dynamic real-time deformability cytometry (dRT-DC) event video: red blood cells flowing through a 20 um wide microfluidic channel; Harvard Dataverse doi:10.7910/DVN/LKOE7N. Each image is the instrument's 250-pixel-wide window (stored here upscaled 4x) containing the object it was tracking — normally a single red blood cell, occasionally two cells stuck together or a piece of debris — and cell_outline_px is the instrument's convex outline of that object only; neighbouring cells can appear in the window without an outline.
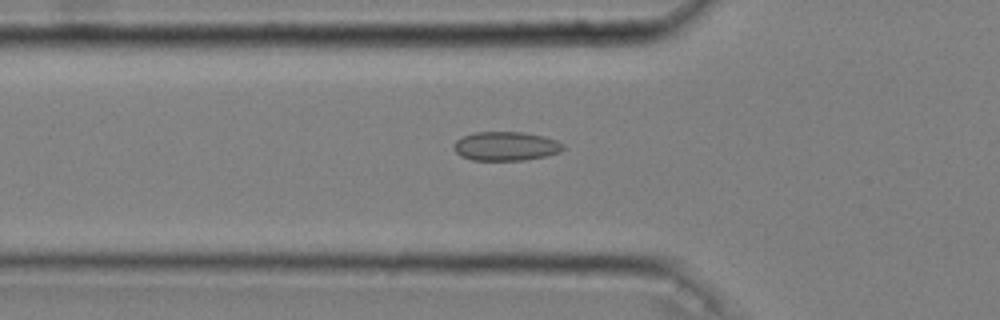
{"species": "common noctule bat (a hibernating species)", "species_latin": "Nyctalus noctula", "temperature_condition": "cold", "stored_images_in_passage": 50, "camera_frame_rate_fps": 3000, "um_per_image_px": 0.085, "animal": {"sex": "male", "body_mass_g": 20.4}, "frame": {"image": 1, "passage_image": 18, "time_ms": 5.667, "image_size_px": [1000, 320], "cell_outline_px": [[564, 148], [560, 152], [544, 156], [524, 160], [472, 160], [460, 156], [452, 148], [452, 144], [456, 140], [464, 136], [476, 132], [524, 132], [544, 136], [556, 140], [564, 144]], "centroid_in_image_um": [42.97, 12.42], "position_along_channel_um": 82.8, "area_um2": 18.55}}
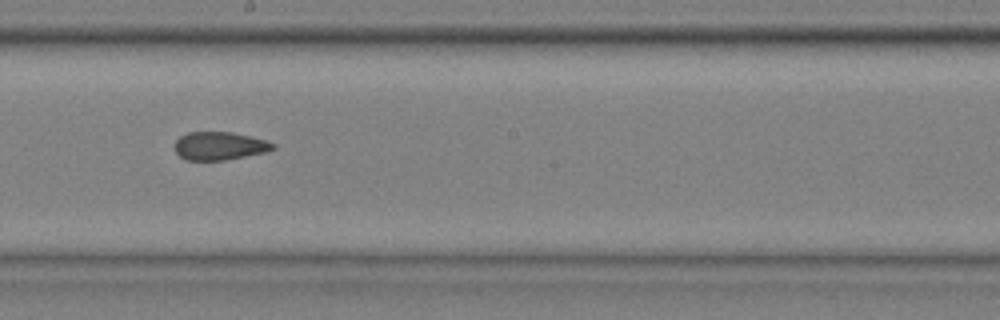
{"frame": {"image": 2, "passage_image": 30, "time_ms": 9.667, "image_size_px": [1000, 320], "cell_outline_px": [[276, 148], [264, 152], [224, 160], [184, 160], [176, 152], [176, 140], [180, 136], [188, 132], [232, 132], [264, 140], [276, 144]], "centroid_in_image_um": [18.64, 12.4], "position_along_channel_um": 229.6, "area_um2": 15.9}}
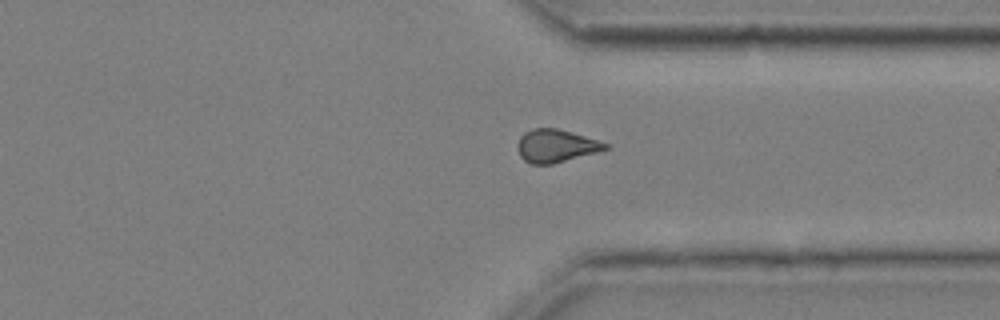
{"frame": {"image": 3, "passage_image": 41, "time_ms": 13.333, "image_size_px": [1000, 320], "cell_outline_px": [[608, 148], [600, 152], [552, 164], [532, 164], [524, 160], [520, 156], [516, 148], [516, 144], [520, 136], [524, 132], [532, 128], [556, 128], [572, 132], [608, 144]], "centroid_in_image_um": [47.22, 12.4], "position_along_channel_um": 364.2, "area_um2": 16.94}, "authors_computed_cell_mechanics": {"area_um2": 17.1666, "velocity_mm_per_s": 3.6569, "shape_relaxation_time_tau1_ms": null, "shape_relaxation_time_tau2_ms": 1.7116, "deformation_change_tau1": null, "deformation_change_tau2": 0.0657}}